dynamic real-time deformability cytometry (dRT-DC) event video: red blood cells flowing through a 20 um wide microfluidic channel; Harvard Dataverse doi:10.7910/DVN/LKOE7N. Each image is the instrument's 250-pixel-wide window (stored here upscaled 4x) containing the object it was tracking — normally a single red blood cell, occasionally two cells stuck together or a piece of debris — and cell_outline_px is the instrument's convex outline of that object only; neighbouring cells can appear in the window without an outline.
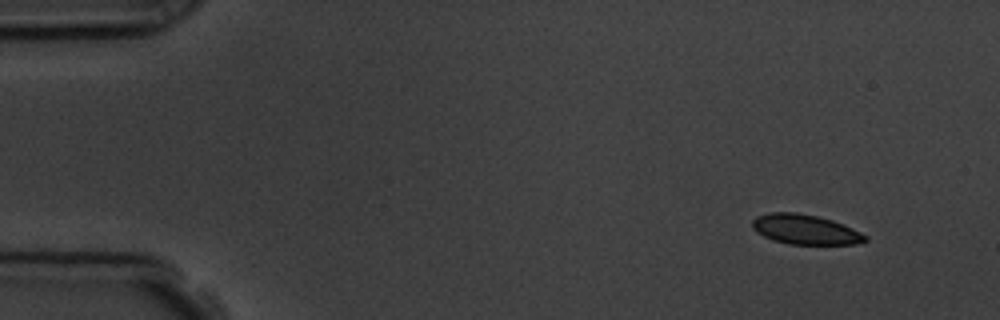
{"species": "common noctule bat (a hibernating species)", "species_latin": "Nyctalus noctula", "temperature_condition": "room temperature", "stored_images_in_passage": 4, "camera_frame_rate_fps": 3000, "um_per_image_px": 0.085, "animal": {"sex": "male", "body_mass_g": 19.5, "forearm_length_mm": 54.6}, "frame": {"image": 1, "passage_image": 1, "time_ms": 0.0, "image_size_px": [1000, 320], "cell_outline_px": [[868, 240], [856, 244], [788, 244], [772, 240], [756, 232], [752, 228], [752, 220], [756, 216], [768, 212], [796, 212], [816, 216], [832, 220], [844, 224], [868, 236]], "centroid_in_image_um": [68.42, 19.5], "position_along_channel_um": 16.6, "area_um2": 19.77}}
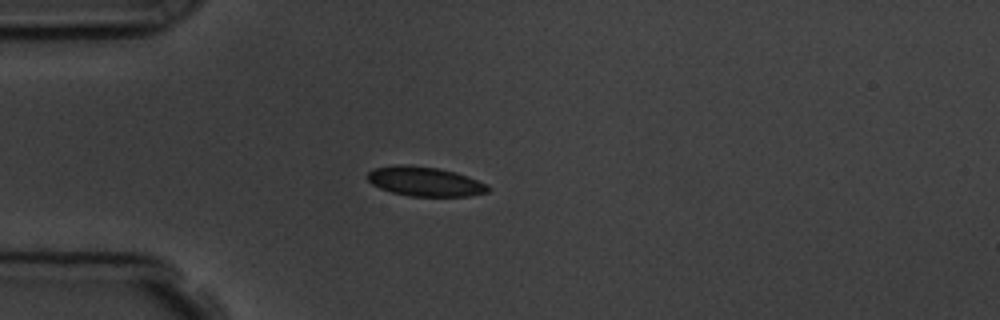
{"frame": {"image": 2, "passage_image": 4, "time_ms": 3.333, "image_size_px": [1000, 320], "cell_outline_px": [[492, 188], [488, 192], [468, 196], [408, 196], [392, 192], [380, 188], [372, 184], [368, 180], [368, 172], [376, 168], [396, 164], [404, 164], [440, 168], [456, 172], [468, 176], [488, 184]], "centroid_in_image_um": [36.16, 15.42], "position_along_channel_um": 48.8, "area_um2": 20.81}}